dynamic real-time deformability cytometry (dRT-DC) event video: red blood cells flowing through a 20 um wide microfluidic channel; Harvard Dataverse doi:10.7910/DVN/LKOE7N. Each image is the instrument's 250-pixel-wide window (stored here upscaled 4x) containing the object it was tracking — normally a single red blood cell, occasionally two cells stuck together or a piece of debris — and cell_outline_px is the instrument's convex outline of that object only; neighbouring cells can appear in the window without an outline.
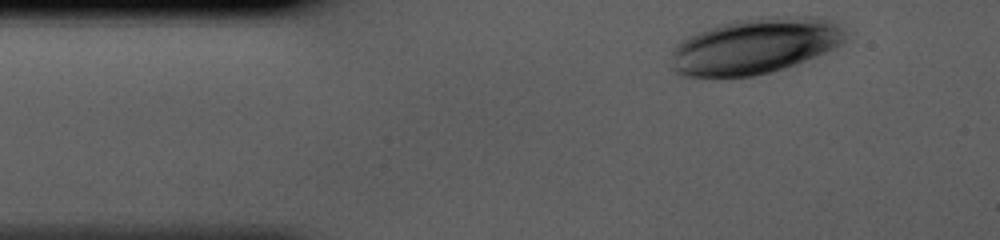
{"species": "human", "species_latin": "Homo sapiens", "temperature_condition": "cold", "stored_images_in_passage": 32, "camera_frame_rate_fps": 3000, "um_per_image_px": 0.085, "donor": {"sex": "male"}, "frame": {"image": 1, "passage_image": 1, "time_ms": 0.0, "image_size_px": [1000, 240], "cell_outline_px": [[844, 40], [840, 44], [824, 52], [796, 64], [772, 72], [752, 76], [680, 76], [672, 68], [672, 52], [676, 44], [680, 40], [696, 32], [724, 24], [740, 20], [776, 16], [816, 16], [828, 20], [844, 28]], "centroid_in_image_um": [64.15, 3.91], "position_along_channel_um": 20.8, "area_um2": 56.07}}
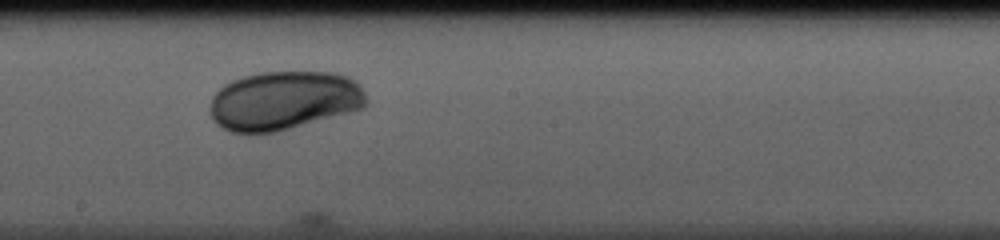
{"frame": {"image": 2, "passage_image": 19, "time_ms": 6.0, "image_size_px": [1000, 240], "cell_outline_px": [[368, 100], [364, 108], [276, 132], [232, 132], [216, 124], [208, 108], [212, 96], [224, 84], [232, 80], [244, 76], [260, 72], [332, 72], [348, 76], [356, 80], [360, 84]], "centroid_in_image_um": [24.14, 8.53], "position_along_channel_um": 224.1, "area_um2": 53.75}}
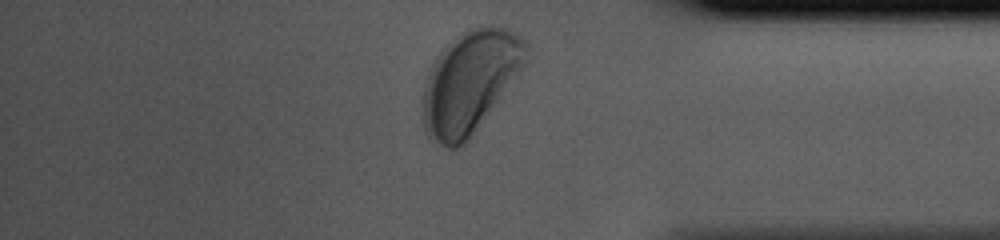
{"frame": {"image": 3, "passage_image": 32, "time_ms": 10.333, "image_size_px": [1000, 240], "cell_outline_px": [[528, 60], [520, 72], [468, 144], [456, 148], [448, 148], [428, 140], [424, 128], [420, 104], [420, 96], [428, 72], [436, 56], [444, 48], [468, 28], [480, 24], [492, 24], [508, 28], [516, 32], [528, 40]], "centroid_in_image_um": [39.95, 6.99], "position_along_channel_um": 395.3, "area_um2": 63.29}}